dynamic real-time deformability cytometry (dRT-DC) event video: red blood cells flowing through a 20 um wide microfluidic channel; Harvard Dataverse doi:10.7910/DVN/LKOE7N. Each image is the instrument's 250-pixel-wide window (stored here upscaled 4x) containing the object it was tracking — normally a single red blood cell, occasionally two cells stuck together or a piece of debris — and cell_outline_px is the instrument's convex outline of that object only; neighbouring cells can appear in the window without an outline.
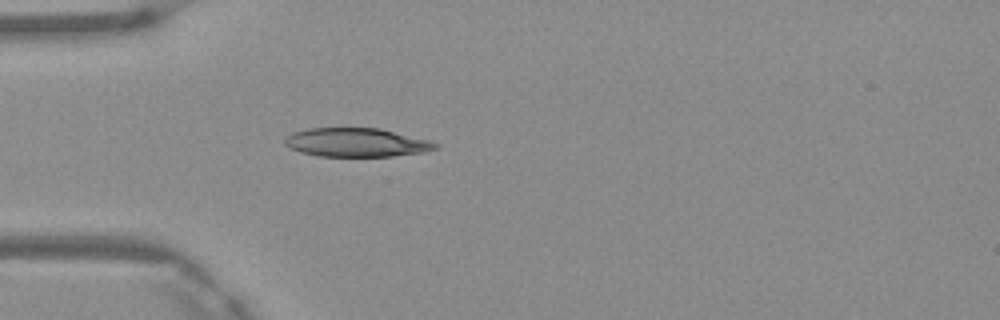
{"species": "Egyptian fruit bat (a non-hibernating species)", "species_latin": "Rousettus aegyptiacus", "temperature_condition": "warm", "stored_images_in_passage": 4, "camera_frame_rate_fps": 3000, "um_per_image_px": 0.085, "frame": {"image": 1, "passage_image": 4, "time_ms": 1.0, "image_size_px": [1000, 320], "cell_outline_px": [[440, 144], [436, 148], [424, 152], [392, 156], [320, 156], [300, 152], [284, 144], [284, 140], [292, 132], [308, 128], [380, 128], [428, 140]], "centroid_in_image_um": [30.29, 12.1], "position_along_channel_um": 54.7, "area_um2": 25.09}}